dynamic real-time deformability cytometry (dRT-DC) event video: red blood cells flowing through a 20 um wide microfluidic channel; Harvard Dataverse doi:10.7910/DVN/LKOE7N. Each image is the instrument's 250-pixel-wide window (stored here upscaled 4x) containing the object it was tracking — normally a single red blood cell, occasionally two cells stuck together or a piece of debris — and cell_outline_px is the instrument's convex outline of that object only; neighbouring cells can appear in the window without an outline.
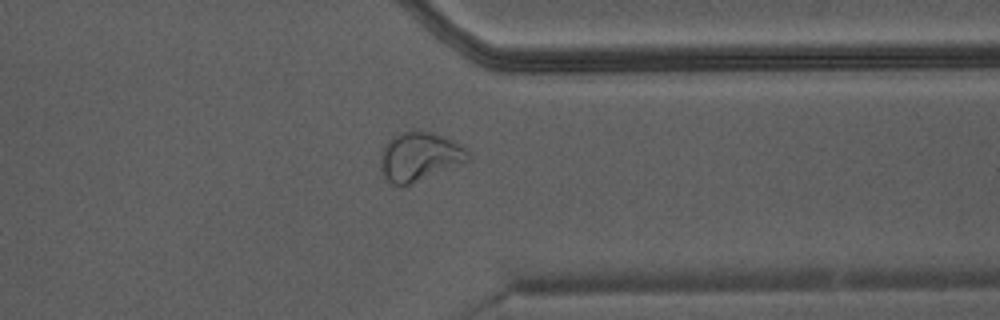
{"species": "Egyptian fruit bat (a non-hibernating species)", "species_latin": "Rousettus aegyptiacus", "temperature_condition": "warm", "stored_images_in_passage": 34, "camera_frame_rate_fps": 3000, "um_per_image_px": 0.085, "animal": {"sex": "male"}, "frame": {"image": 1, "passage_image": 25, "time_ms": 8.0, "image_size_px": [1000, 320], "cell_outline_px": [[472, 156], [468, 160], [404, 188], [400, 188], [392, 184], [384, 176], [380, 168], [380, 152], [384, 144], [392, 136], [400, 132], [412, 128], [416, 128], [432, 132], [444, 136], [460, 144]], "centroid_in_image_um": [35.6, 13.3], "position_along_channel_um": 375.8, "area_um2": 25.66}}